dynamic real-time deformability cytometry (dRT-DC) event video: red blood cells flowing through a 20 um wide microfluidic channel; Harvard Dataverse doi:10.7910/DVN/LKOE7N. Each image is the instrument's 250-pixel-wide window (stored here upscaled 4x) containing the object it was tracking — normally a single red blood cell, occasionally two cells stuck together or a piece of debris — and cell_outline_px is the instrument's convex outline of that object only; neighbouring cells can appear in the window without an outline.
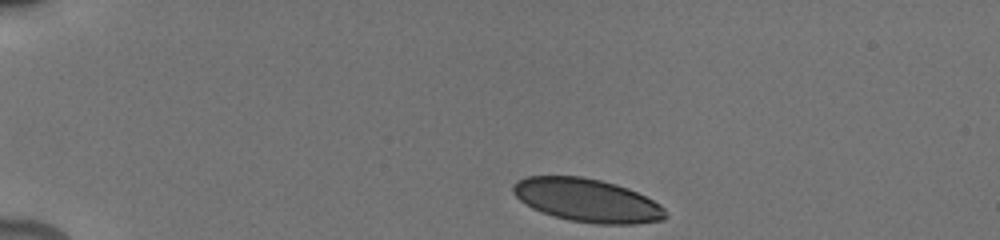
{"species": "human", "species_latin": "Homo sapiens", "temperature_condition": "cold", "stored_images_in_passage": 9, "camera_frame_rate_fps": 3000, "um_per_image_px": 0.085, "donor": {"sex": "male"}, "frame": {"image": 1, "passage_image": 1, "time_ms": 0.0, "image_size_px": [1000, 240], "cell_outline_px": [[668, 216], [664, 220], [632, 224], [596, 224], [568, 220], [552, 216], [532, 208], [520, 200], [512, 192], [512, 184], [516, 180], [528, 176], [580, 176], [600, 180], [616, 184], [628, 188], [660, 204], [664, 208]], "centroid_in_image_um": [49.89, 17.03], "position_along_channel_um": 35.1, "area_um2": 38.55}}
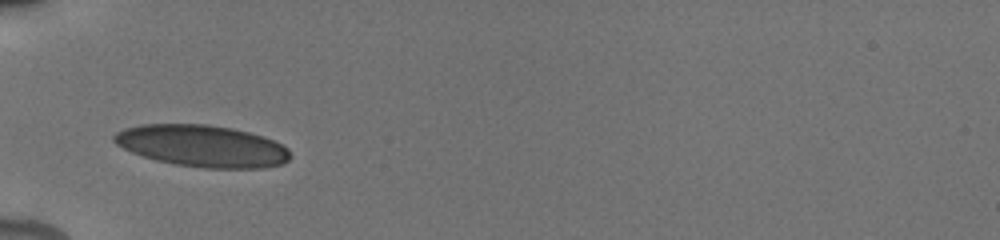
{"frame": {"image": 2, "passage_image": 6, "time_ms": 2.667, "image_size_px": [1000, 240], "cell_outline_px": [[292, 156], [284, 164], [264, 168], [204, 168], [176, 164], [156, 160], [132, 152], [116, 144], [112, 140], [112, 136], [116, 132], [124, 128], [140, 124], [208, 124], [232, 128], [264, 136], [288, 148]], "centroid_in_image_um": [17.2, 12.4], "position_along_channel_um": 67.8, "area_um2": 43.06}}
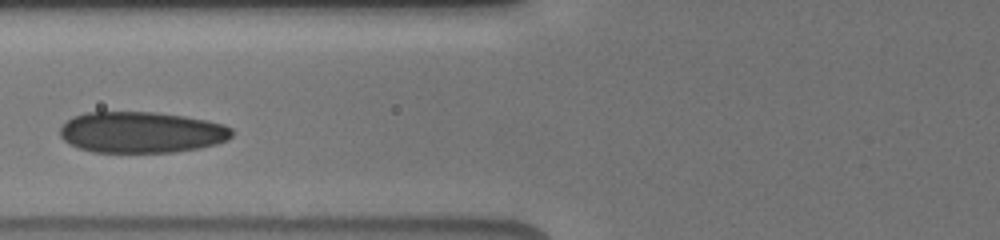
{"frame": {"image": 3, "passage_image": 8, "time_ms": 4.0, "image_size_px": [1000, 240], "cell_outline_px": [[232, 136], [228, 140], [216, 144], [200, 148], [172, 152], [92, 152], [76, 148], [64, 140], [60, 136], [60, 128], [72, 116], [84, 112], [156, 112], [184, 116], [208, 120], [224, 124], [232, 128]], "centroid_in_image_um": [12.02, 11.24], "position_along_channel_um": 113.8, "area_um2": 41.56}}